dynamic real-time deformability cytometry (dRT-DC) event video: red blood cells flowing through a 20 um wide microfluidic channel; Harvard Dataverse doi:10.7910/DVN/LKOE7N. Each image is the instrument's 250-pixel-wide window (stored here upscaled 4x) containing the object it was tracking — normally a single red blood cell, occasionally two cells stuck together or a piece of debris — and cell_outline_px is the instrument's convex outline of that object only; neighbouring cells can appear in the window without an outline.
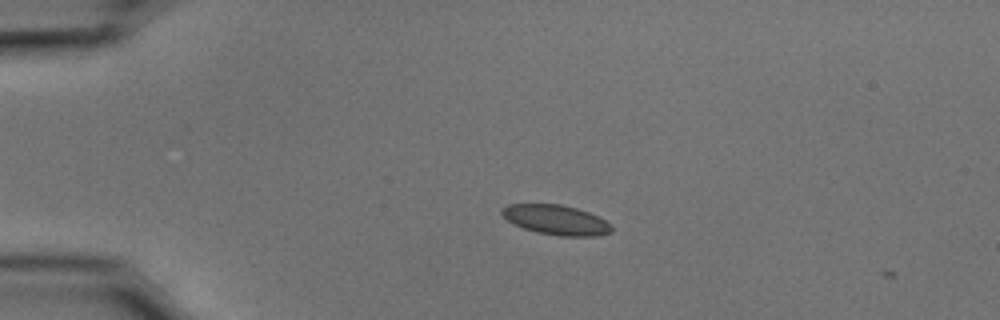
{"species": "common noctule bat (a hibernating species)", "species_latin": "Nyctalus noctula", "temperature_condition": "cold", "stored_images_in_passage": 7, "camera_frame_rate_fps": 3000, "um_per_image_px": 0.085, "animal": {"sex": "male", "body_mass_g": 15.6}, "frame": {"image": 1, "passage_image": 3, "time_ms": 0.667, "image_size_px": [1000, 320], "cell_outline_px": [[612, 232], [596, 236], [560, 236], [536, 232], [524, 228], [508, 220], [500, 212], [500, 208], [508, 204], [560, 204], [576, 208], [588, 212], [612, 224]], "centroid_in_image_um": [47.27, 18.69], "position_along_channel_um": 37.7, "area_um2": 18.96}}